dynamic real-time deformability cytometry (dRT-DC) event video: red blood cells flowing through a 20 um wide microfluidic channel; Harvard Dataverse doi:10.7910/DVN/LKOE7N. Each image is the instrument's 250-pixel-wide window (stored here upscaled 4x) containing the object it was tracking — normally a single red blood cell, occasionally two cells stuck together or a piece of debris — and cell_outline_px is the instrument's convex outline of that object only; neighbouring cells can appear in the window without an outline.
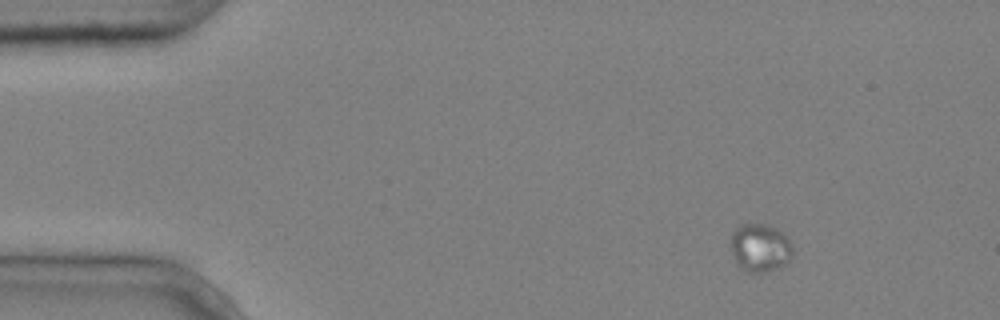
{"species": "common noctule bat (a hibernating species)", "species_latin": "Nyctalus noctula", "temperature_condition": "cold", "stored_images_in_passage": 4, "camera_frame_rate_fps": 3000, "um_per_image_px": 0.085, "animal": {"sex": "male", "body_mass_g": 20.4}, "frame": {"image": 1, "passage_image": 1, "time_ms": 0.0, "image_size_px": [1000, 320], "cell_outline_px": [[792, 256], [784, 264], [776, 268], [764, 272], [748, 272], [736, 264], [732, 252], [732, 232], [740, 224], [768, 224], [776, 228], [788, 240], [792, 248]], "centroid_in_image_um": [64.59, 21.05], "position_along_channel_um": 20.4, "area_um2": 17.05}}